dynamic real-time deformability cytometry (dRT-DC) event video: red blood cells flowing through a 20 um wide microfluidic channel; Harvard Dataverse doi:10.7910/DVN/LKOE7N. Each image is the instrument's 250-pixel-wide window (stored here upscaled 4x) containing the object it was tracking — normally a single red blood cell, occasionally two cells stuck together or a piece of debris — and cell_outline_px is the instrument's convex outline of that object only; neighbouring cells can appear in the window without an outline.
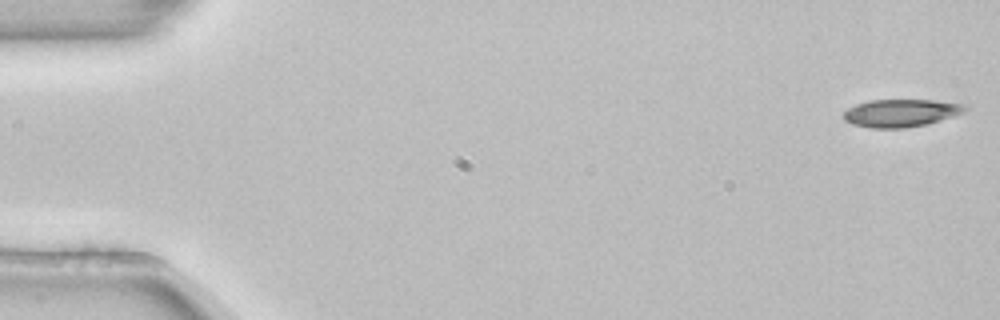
{"species": "common noctule bat (a hibernating species)", "species_latin": "Nyctalus noctula", "temperature_condition": "room temperature", "stored_images_in_passage": 53, "camera_frame_rate_fps": 3000, "um_per_image_px": 0.085, "animal": {"sex": "female", "body_mass_g": 22.7, "forearm_length_mm": 54.2}, "frame": {"image": 1, "passage_image": 1, "time_ms": 0.0, "image_size_px": [1000, 320], "cell_outline_px": [[968, 108], [964, 112], [928, 124], [904, 128], [868, 128], [852, 124], [844, 120], [844, 112], [848, 108], [856, 104], [868, 100], [932, 100], [968, 104]], "centroid_in_image_um": [76.58, 9.6], "position_along_channel_um": 8.4, "area_um2": 19.71}}
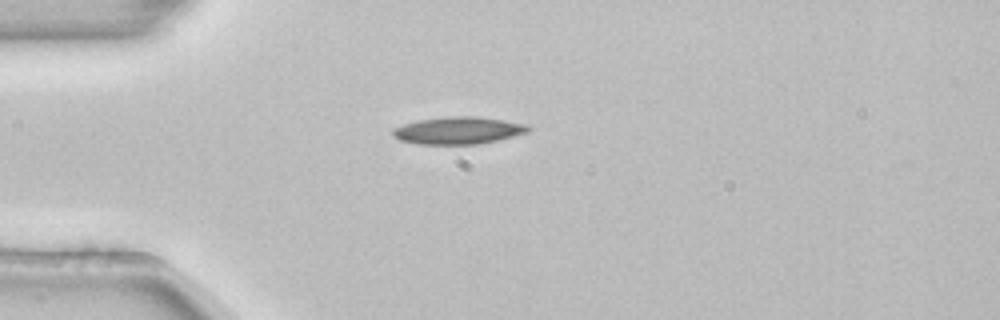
{"frame": {"image": 2, "passage_image": 14, "time_ms": 4.333, "image_size_px": [1000, 320], "cell_outline_px": [[532, 128], [528, 132], [480, 144], [416, 144], [400, 140], [392, 136], [392, 128], [404, 124], [420, 120], [448, 116], [476, 116], [524, 124]], "centroid_in_image_um": [38.9, 11.09], "position_along_channel_um": 46.1, "area_um2": 21.33}}
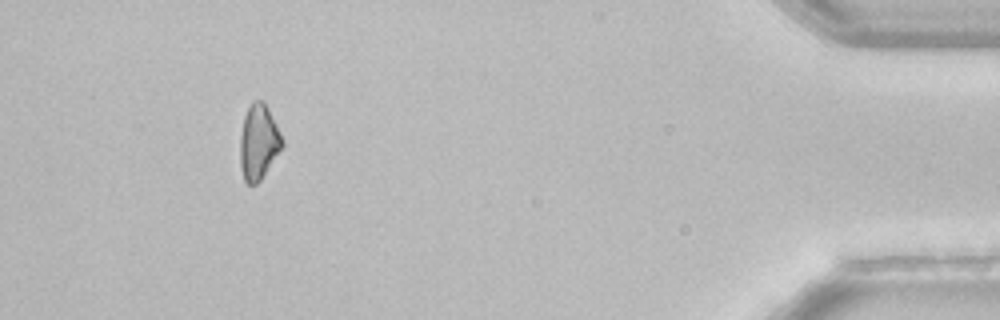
{"frame": {"image": 3, "passage_image": 49, "time_ms": 16.0, "image_size_px": [1000, 320], "cell_outline_px": [[284, 144], [260, 180], [256, 184], [248, 184], [244, 180], [240, 168], [240, 136], [244, 116], [252, 100], [264, 100], [284, 140]], "centroid_in_image_um": [21.97, 12.06], "position_along_channel_um": 413.2, "area_um2": 18.38}, "authors_computed_cell_mechanics": {"area_um2": 19.9988, "velocity_mm_per_s": 3.8617, "shape_relaxation_time_tau1_ms": 9.5497, "shape_relaxation_time_tau2_ms": null, "deformation_change_tau1": 0.1813, "deformation_change_tau2": null}}